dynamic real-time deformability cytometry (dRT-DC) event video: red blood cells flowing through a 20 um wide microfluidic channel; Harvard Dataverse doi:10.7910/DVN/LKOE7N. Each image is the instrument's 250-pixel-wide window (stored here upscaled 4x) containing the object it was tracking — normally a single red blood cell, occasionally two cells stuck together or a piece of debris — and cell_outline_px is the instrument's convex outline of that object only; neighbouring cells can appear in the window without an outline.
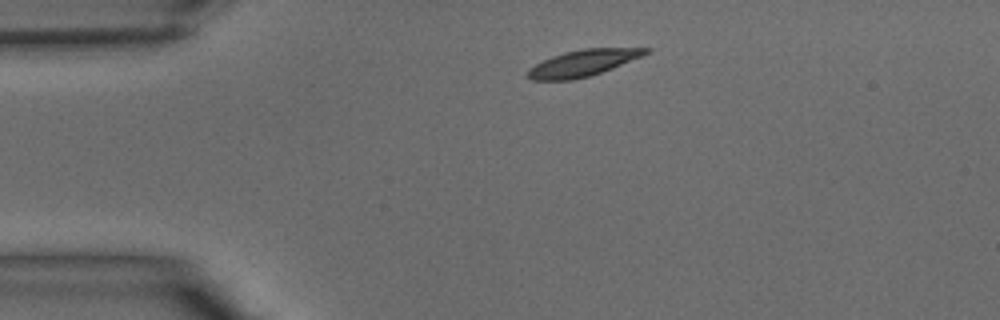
{"species": "common noctule bat (a hibernating species)", "species_latin": "Nyctalus noctula", "temperature_condition": "warm", "stored_images_in_passage": 32, "camera_frame_rate_fps": 3000, "um_per_image_px": 0.085, "animal": {"sex": "male", "body_mass_g": 15.6}, "frame": {"image": 1, "passage_image": 1, "time_ms": 0.0, "image_size_px": [1000, 320], "cell_outline_px": [[652, 52], [612, 68], [588, 76], [572, 80], [532, 80], [524, 76], [528, 68], [552, 56], [564, 52], [584, 48], [652, 48]], "centroid_in_image_um": [49.53, 5.35], "position_along_channel_um": 35.5, "area_um2": 18.15}}
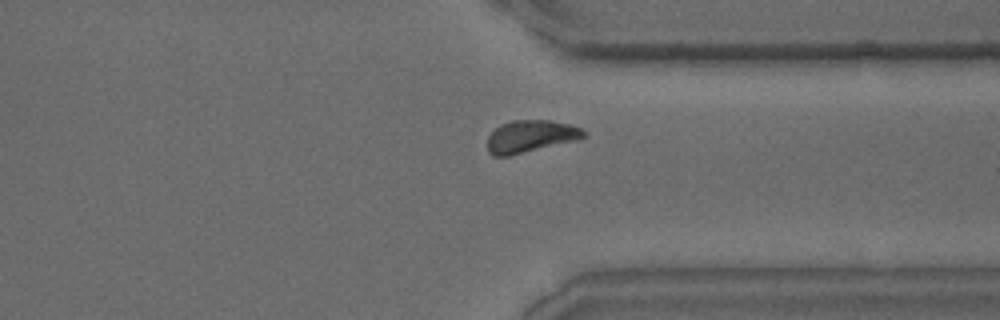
{"frame": {"image": 2, "passage_image": 23, "time_ms": 7.333, "image_size_px": [1000, 320], "cell_outline_px": [[588, 136], [576, 140], [508, 156], [492, 156], [488, 152], [488, 136], [500, 124], [512, 120], [548, 120], [568, 124], [580, 128], [588, 132]], "centroid_in_image_um": [45.1, 11.58], "position_along_channel_um": 366.3, "area_um2": 18.03}}
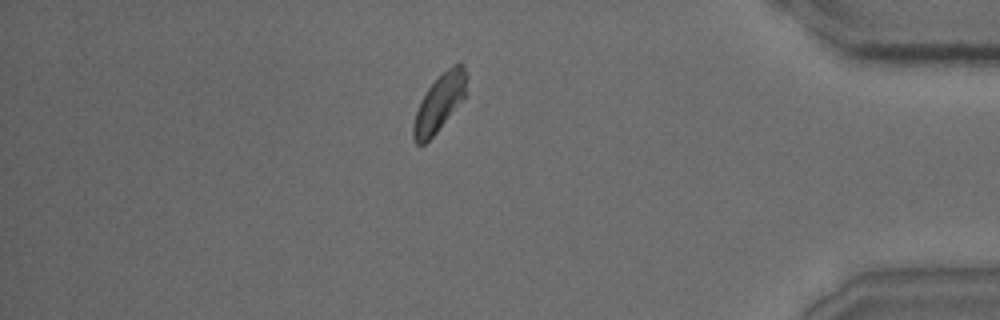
{"frame": {"image": 3, "passage_image": 27, "time_ms": 8.667, "image_size_px": [1000, 320], "cell_outline_px": [[468, 76], [464, 96], [436, 132], [424, 144], [416, 144], [412, 136], [412, 124], [420, 100], [428, 88], [448, 68], [460, 60], [464, 64]], "centroid_in_image_um": [37.34, 8.7], "position_along_channel_um": 397.9, "area_um2": 17.34}}